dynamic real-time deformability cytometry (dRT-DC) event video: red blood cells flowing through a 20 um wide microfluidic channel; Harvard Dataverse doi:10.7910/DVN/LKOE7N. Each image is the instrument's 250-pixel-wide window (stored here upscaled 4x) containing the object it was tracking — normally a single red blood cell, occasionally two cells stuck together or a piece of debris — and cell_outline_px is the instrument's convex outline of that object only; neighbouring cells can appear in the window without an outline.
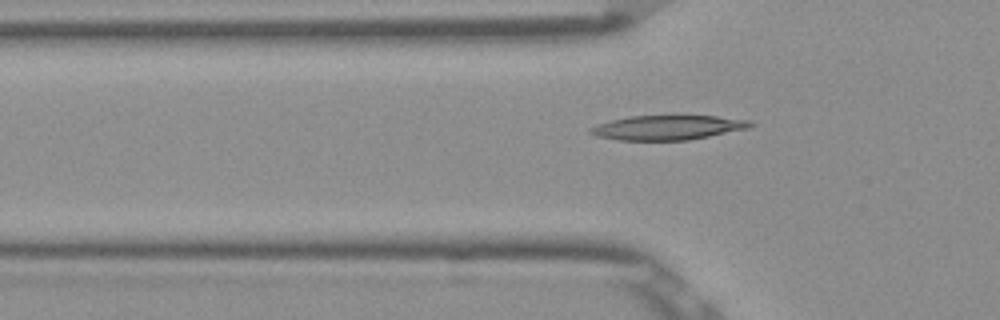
{"species": "Egyptian fruit bat (a non-hibernating species)", "species_latin": "Rousettus aegyptiacus", "temperature_condition": "room temperature", "stored_images_in_passage": 33, "camera_frame_rate_fps": 3000, "um_per_image_px": 0.085, "frame": {"image": 1, "passage_image": 2, "time_ms": 0.333, "image_size_px": [1000, 320], "cell_outline_px": [[756, 124], [748, 128], [688, 140], [616, 140], [596, 136], [588, 132], [588, 128], [596, 124], [628, 116], [676, 112], [716, 116], [752, 120]], "centroid_in_image_um": [56.76, 10.78], "position_along_channel_um": 69.0, "area_um2": 24.16}}
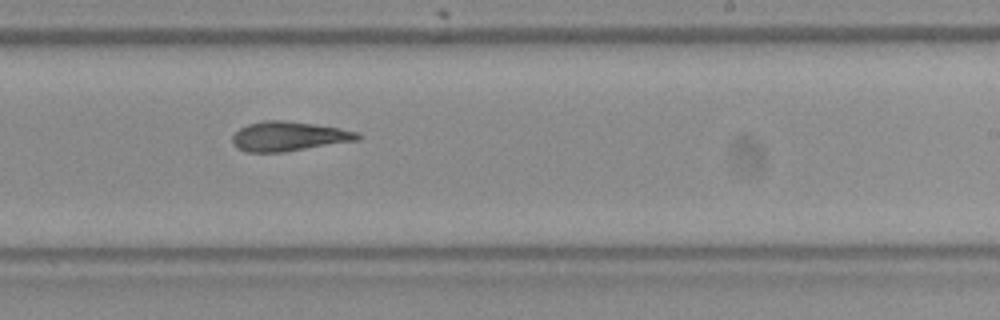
{"frame": {"image": 2, "passage_image": 17, "time_ms": 5.333, "image_size_px": [1000, 320], "cell_outline_px": [[360, 140], [284, 152], [248, 152], [236, 148], [232, 144], [232, 136], [240, 128], [248, 124], [264, 120], [284, 120], [340, 128], [356, 132], [360, 136]], "centroid_in_image_um": [24.51, 11.59], "position_along_channel_um": 264.5, "area_um2": 21.5}}
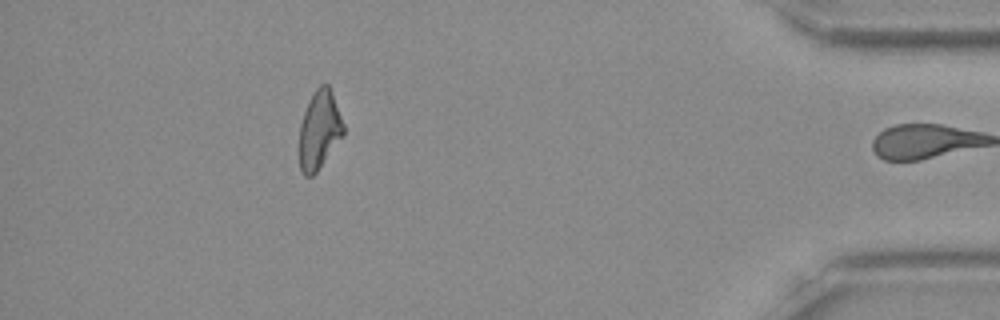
{"frame": {"image": 3, "passage_image": 32, "time_ms": 10.333, "image_size_px": [1000, 320], "cell_outline_px": [[344, 136], [316, 172], [312, 176], [304, 176], [300, 168], [300, 124], [304, 112], [316, 88], [320, 84], [328, 84], [332, 92], [344, 124]], "centroid_in_image_um": [27.17, 11.05], "position_along_channel_um": 408.0, "area_um2": 20.0}, "authors_computed_cell_mechanics": {"area_um2": 21.5016, "velocity_mm_per_s": 3.9072, "shape_relaxation_time_tau1_ms": 9.9319, "shape_relaxation_time_tau2_ms": 3.3894, "deformation_change_tau1": 0.257, "deformation_change_tau2": 0.1363}}